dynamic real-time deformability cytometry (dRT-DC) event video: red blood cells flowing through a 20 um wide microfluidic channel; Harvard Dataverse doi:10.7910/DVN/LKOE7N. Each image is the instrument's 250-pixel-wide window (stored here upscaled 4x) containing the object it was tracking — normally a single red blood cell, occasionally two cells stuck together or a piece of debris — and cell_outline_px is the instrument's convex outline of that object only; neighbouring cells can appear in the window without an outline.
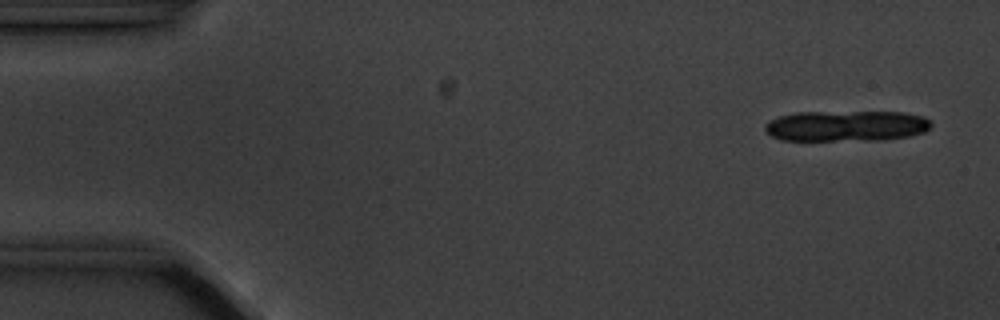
{"species": "common noctule bat (a hibernating species)", "species_latin": "Nyctalus noctula", "temperature_condition": "cold", "stored_images_in_passage": 5, "camera_frame_rate_fps": 3000, "um_per_image_px": 0.085, "animal": {"sex": "male", "body_mass_g": 20.1, "forearm_length_mm": 53.5}, "frame": {"image": 1, "passage_image": 1, "time_ms": 0.0, "image_size_px": [1000, 320], "cell_outline_px": [[932, 124], [924, 132], [908, 136], [884, 140], [780, 140], [764, 132], [764, 124], [768, 120], [780, 116], [796, 112], [904, 112], [924, 116], [932, 120]], "centroid_in_image_um": [71.92, 10.7], "position_along_channel_um": 13.1, "area_um2": 30.11}}